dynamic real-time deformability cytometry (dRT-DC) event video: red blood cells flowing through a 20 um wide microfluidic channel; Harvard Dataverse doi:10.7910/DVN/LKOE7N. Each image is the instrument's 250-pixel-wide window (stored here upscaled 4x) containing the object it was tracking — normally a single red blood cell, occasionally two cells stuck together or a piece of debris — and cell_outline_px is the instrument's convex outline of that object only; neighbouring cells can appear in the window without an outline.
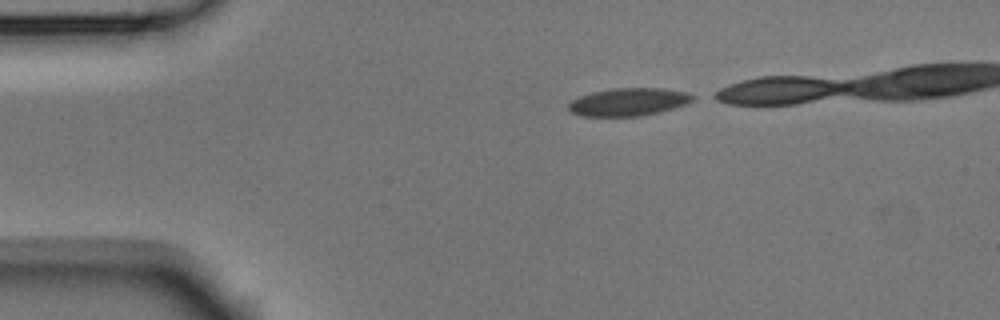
{"species": "Egyptian fruit bat (a non-hibernating species)", "species_latin": "Rousettus aegyptiacus", "temperature_condition": "room temperature", "stored_images_in_passage": 34, "camera_frame_rate_fps": 3000, "um_per_image_px": 0.085, "animal": {"sex": "male"}, "frame": {"image": 1, "passage_image": 1, "time_ms": 0.0, "image_size_px": [1000, 320], "cell_outline_px": [[696, 96], [688, 104], [660, 112], [640, 116], [584, 116], [572, 112], [568, 108], [568, 104], [572, 100], [580, 96], [592, 92], [612, 88], [664, 88], [688, 92]], "centroid_in_image_um": [53.47, 8.66], "position_along_channel_um": 31.5, "area_um2": 20.23}}
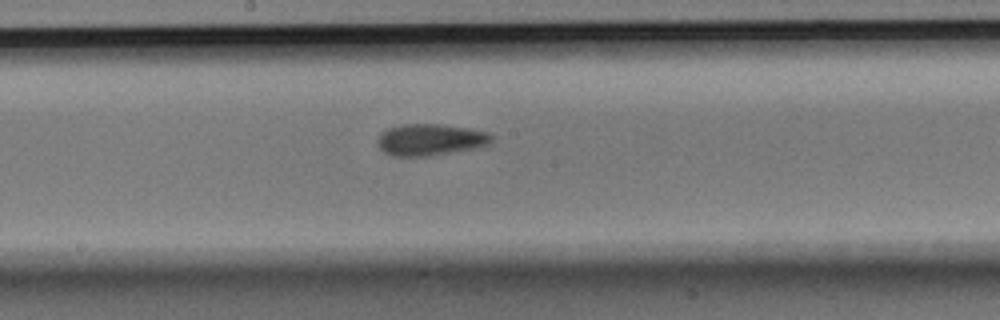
{"frame": {"image": 2, "passage_image": 19, "time_ms": 6.0, "image_size_px": [1000, 320], "cell_outline_px": [[492, 140], [488, 144], [472, 148], [432, 156], [388, 156], [376, 144], [376, 140], [380, 132], [388, 128], [400, 124], [440, 124], [468, 128], [488, 132], [492, 136]], "centroid_in_image_um": [36.5, 11.87], "position_along_channel_um": 211.7, "area_um2": 21.15}}
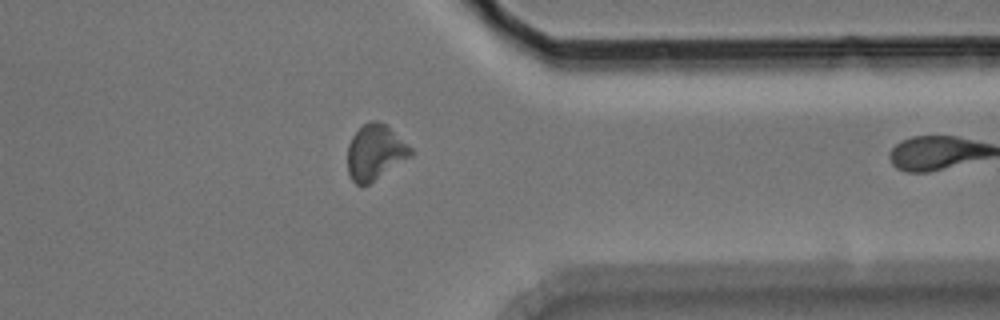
{"frame": {"image": 3, "passage_image": 33, "time_ms": 10.667, "image_size_px": [1000, 320], "cell_outline_px": [[412, 156], [368, 184], [356, 184], [352, 180], [348, 172], [348, 144], [352, 136], [364, 124], [372, 120], [376, 120], [388, 124], [412, 148]], "centroid_in_image_um": [31.91, 12.91], "position_along_channel_um": 379.5, "area_um2": 20.35}}